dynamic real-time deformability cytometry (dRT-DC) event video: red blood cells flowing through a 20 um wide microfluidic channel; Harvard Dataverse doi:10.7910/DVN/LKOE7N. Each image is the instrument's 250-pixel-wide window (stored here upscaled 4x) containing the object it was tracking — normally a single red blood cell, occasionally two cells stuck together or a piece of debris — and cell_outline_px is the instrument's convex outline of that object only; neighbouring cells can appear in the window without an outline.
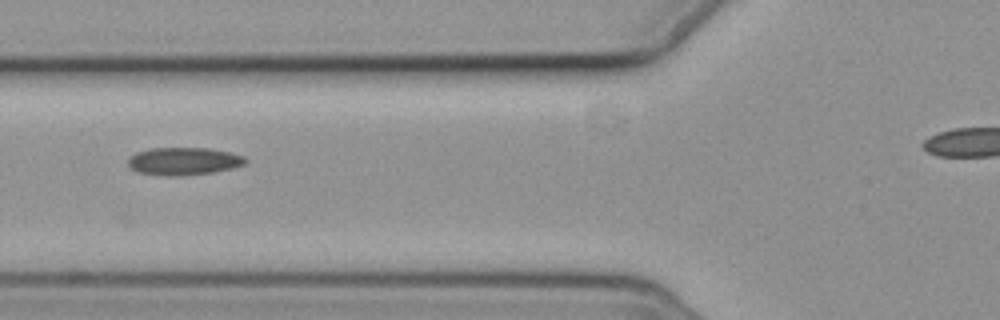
{"species": "common noctule bat (a hibernating species)", "species_latin": "Nyctalus noctula", "temperature_condition": "cold", "stored_images_in_passage": 11, "camera_frame_rate_fps": 3000, "um_per_image_px": 0.085, "animal": {"sex": "female", "body_mass_g": 19.3, "forearm_length_mm": 54.1}, "frame": {"image": 1, "passage_image": 2, "time_ms": 1.333, "image_size_px": [1000, 320], "cell_outline_px": [[248, 160], [244, 164], [232, 168], [212, 172], [180, 176], [164, 176], [136, 172], [128, 164], [128, 160], [136, 152], [152, 148], [208, 148], [228, 152], [244, 156]], "centroid_in_image_um": [15.6, 13.71], "position_along_channel_um": 110.2, "area_um2": 18.84}}
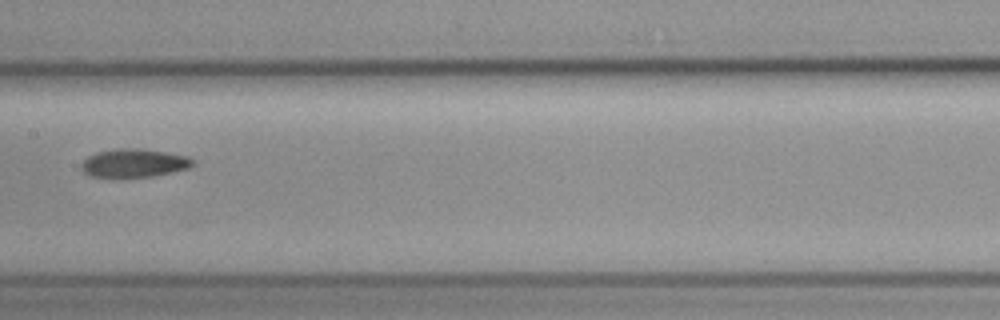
{"frame": {"image": 2, "passage_image": 4, "time_ms": 3.667, "image_size_px": [1000, 320], "cell_outline_px": [[196, 164], [188, 168], [152, 176], [92, 176], [84, 172], [80, 168], [80, 164], [88, 156], [96, 152], [116, 148], [136, 148], [164, 152], [188, 156], [196, 160]], "centroid_in_image_um": [11.4, 13.84], "position_along_channel_um": 196.0, "area_um2": 18.21}}
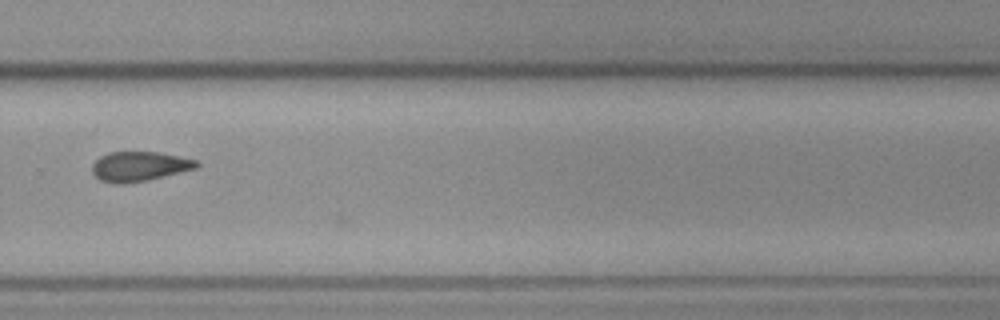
{"frame": {"image": 3, "passage_image": 7, "time_ms": 7.0, "image_size_px": [1000, 320], "cell_outline_px": [[200, 164], [196, 168], [148, 180], [124, 184], [112, 184], [100, 180], [92, 172], [92, 164], [100, 156], [108, 152], [156, 152], [196, 160]], "centroid_in_image_um": [11.79, 14.15], "position_along_channel_um": 318.0, "area_um2": 17.98}}